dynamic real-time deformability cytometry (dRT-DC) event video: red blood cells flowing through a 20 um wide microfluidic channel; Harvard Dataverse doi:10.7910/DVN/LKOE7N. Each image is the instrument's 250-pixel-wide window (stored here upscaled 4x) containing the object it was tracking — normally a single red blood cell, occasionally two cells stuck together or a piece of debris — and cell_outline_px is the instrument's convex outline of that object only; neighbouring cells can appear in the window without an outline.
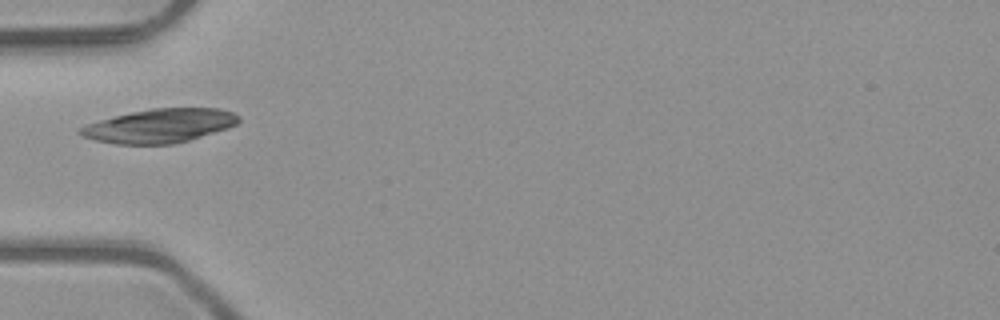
{"species": "common noctule bat (a hibernating species)", "species_latin": "Nyctalus noctula", "temperature_condition": "room temperature", "stored_images_in_passage": 4, "camera_frame_rate_fps": 3000, "um_per_image_px": 0.085, "animal": {"sex": "male", "body_mass_g": 23.1, "forearm_length_mm": 52.7}, "frame": {"image": 1, "passage_image": 4, "time_ms": 1.0, "image_size_px": [1000, 320], "cell_outline_px": [[240, 120], [236, 124], [228, 128], [188, 140], [172, 144], [116, 144], [96, 140], [84, 136], [76, 132], [80, 128], [88, 124], [100, 120], [132, 112], [152, 108], [220, 108], [232, 112], [240, 116]], "centroid_in_image_um": [13.6, 10.69], "position_along_channel_um": 71.4, "area_um2": 30.92}}